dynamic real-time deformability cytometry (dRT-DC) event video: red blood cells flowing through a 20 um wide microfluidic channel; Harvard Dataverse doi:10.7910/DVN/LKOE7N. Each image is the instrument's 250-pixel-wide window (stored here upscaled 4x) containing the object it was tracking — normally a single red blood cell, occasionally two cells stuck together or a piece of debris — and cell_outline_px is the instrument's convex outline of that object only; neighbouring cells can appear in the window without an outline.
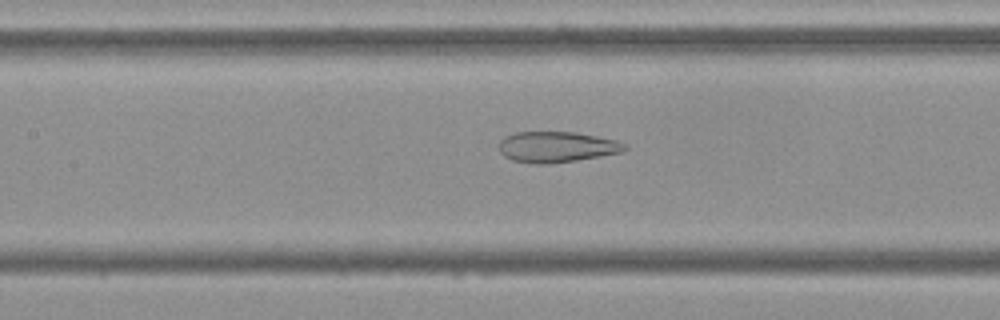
{"species": "Egyptian fruit bat (a non-hibernating species)", "species_latin": "Rousettus aegyptiacus", "temperature_condition": "cold", "stored_images_in_passage": 54, "camera_frame_rate_fps": 3000, "um_per_image_px": 0.085, "frame": {"image": 1, "passage_image": 24, "time_ms": 7.667, "image_size_px": [1000, 320], "cell_outline_px": [[628, 148], [620, 152], [600, 156], [576, 160], [544, 164], [532, 164], [512, 160], [504, 156], [500, 152], [500, 140], [504, 136], [516, 132], [576, 132], [616, 140], [628, 144]], "centroid_in_image_um": [47.31, 12.48], "position_along_channel_um": 160.1, "area_um2": 22.54}}
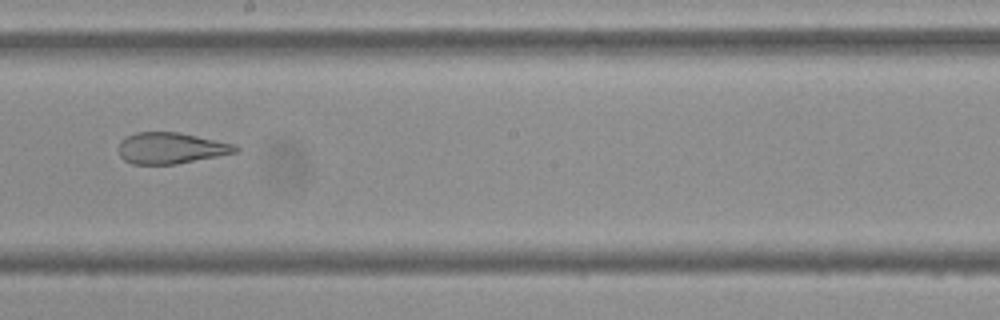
{"frame": {"image": 2, "passage_image": 30, "time_ms": 9.667, "image_size_px": [1000, 320], "cell_outline_px": [[240, 148], [236, 152], [176, 164], [132, 164], [124, 160], [120, 156], [120, 140], [124, 136], [136, 132], [180, 132], [236, 144]], "centroid_in_image_um": [14.52, 12.58], "position_along_channel_um": 233.7, "area_um2": 21.27}}
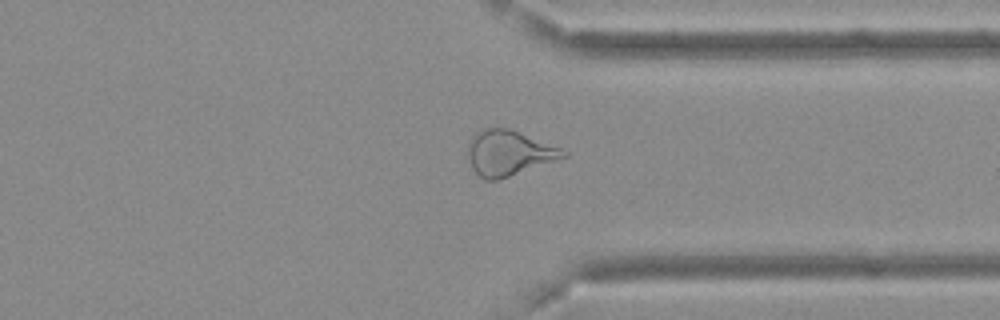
{"frame": {"image": 3, "passage_image": 41, "time_ms": 13.333, "image_size_px": [1000, 320], "cell_outline_px": [[568, 156], [496, 180], [484, 180], [472, 168], [468, 156], [468, 144], [476, 132], [484, 128], [508, 128], [560, 148], [568, 152]], "centroid_in_image_um": [43.22, 13.0], "position_along_channel_um": 368.2, "area_um2": 24.57}, "authors_computed_cell_mechanics": {"area_um2": 27.5128, "velocity_mm_per_s": 3.6908, "shape_relaxation_time_tau1_ms": null, "shape_relaxation_time_tau2_ms": 2.0164, "deformation_change_tau1": null, "deformation_change_tau2": 0.118}}